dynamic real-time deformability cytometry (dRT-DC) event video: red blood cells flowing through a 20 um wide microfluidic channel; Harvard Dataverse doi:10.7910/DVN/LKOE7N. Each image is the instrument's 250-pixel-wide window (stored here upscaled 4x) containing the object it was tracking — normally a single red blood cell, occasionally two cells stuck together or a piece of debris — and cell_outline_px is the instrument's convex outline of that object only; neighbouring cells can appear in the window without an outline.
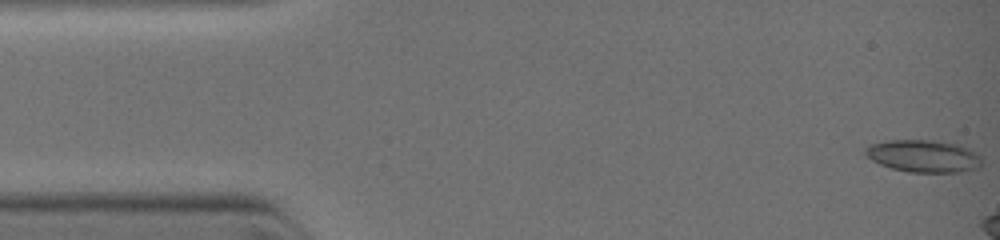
{"species": "common noctule bat (a hibernating species)", "species_latin": "Nyctalus noctula", "temperature_condition": "warm", "stored_images_in_passage": 3, "camera_frame_rate_fps": 3000, "um_per_image_px": 0.085, "animal": {"sex": "female", "body_mass_g": 19.0, "forearm_length_mm": 51.5}, "frame": {"image": 1, "passage_image": 1, "time_ms": 0.0, "image_size_px": [1000, 240], "cell_outline_px": [[984, 160], [980, 168], [960, 172], [908, 172], [892, 168], [880, 164], [872, 160], [860, 152], [864, 148], [872, 144], [892, 140], [928, 140], [952, 144], [964, 148], [980, 156]], "centroid_in_image_um": [78.45, 13.29], "position_along_channel_um": 6.5, "area_um2": 21.73}}